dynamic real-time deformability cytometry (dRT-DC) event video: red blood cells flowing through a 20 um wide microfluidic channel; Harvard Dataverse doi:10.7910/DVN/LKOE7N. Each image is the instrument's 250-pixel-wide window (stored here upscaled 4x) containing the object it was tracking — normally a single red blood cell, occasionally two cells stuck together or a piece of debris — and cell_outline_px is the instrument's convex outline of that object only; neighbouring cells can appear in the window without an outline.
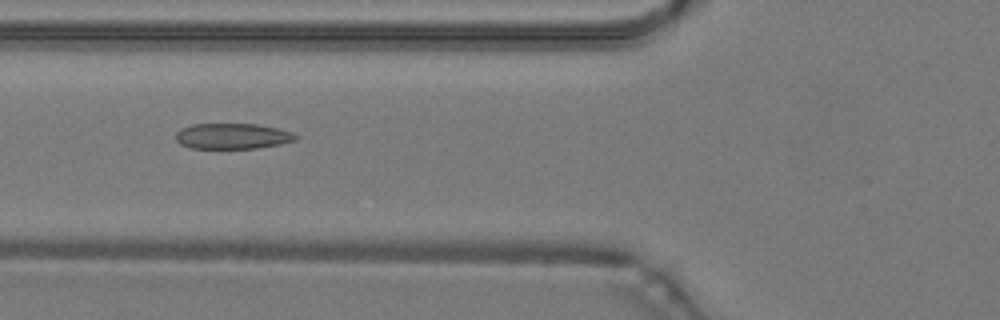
{"species": "common noctule bat (a hibernating species)", "species_latin": "Nyctalus noctula", "temperature_condition": "warm", "stored_images_in_passage": 36, "camera_frame_rate_fps": 3000, "um_per_image_px": 0.085, "animal": {"sex": "male", "body_mass_g": 19.2, "forearm_length_mm": 51.8}, "frame": {"image": 1, "passage_image": 10, "time_ms": 3.0, "image_size_px": [1000, 320], "cell_outline_px": [[296, 140], [280, 144], [256, 148], [192, 148], [180, 144], [176, 140], [176, 132], [180, 128], [192, 124], [256, 124], [276, 128], [292, 132], [296, 136]], "centroid_in_image_um": [19.72, 11.57], "position_along_channel_um": 106.1, "area_um2": 17.8}}
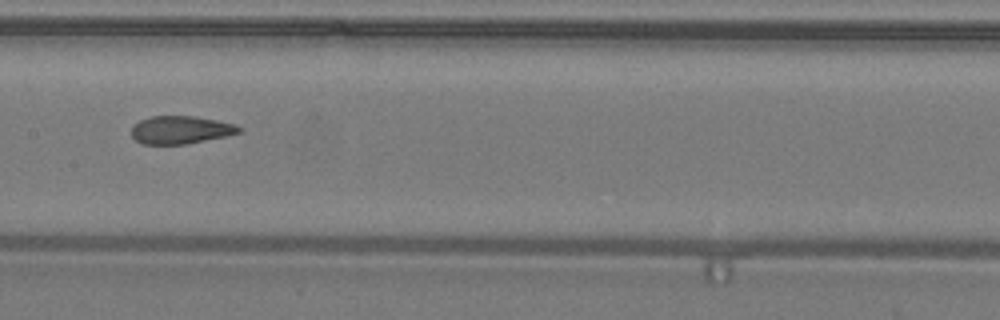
{"frame": {"image": 2, "passage_image": 16, "time_ms": 5.0, "image_size_px": [1000, 320], "cell_outline_px": [[244, 128], [240, 132], [224, 136], [188, 144], [140, 144], [132, 136], [132, 124], [140, 120], [152, 116], [192, 116], [216, 120], [236, 124]], "centroid_in_image_um": [15.34, 11.04], "position_along_channel_um": 192.1, "area_um2": 17.51}}
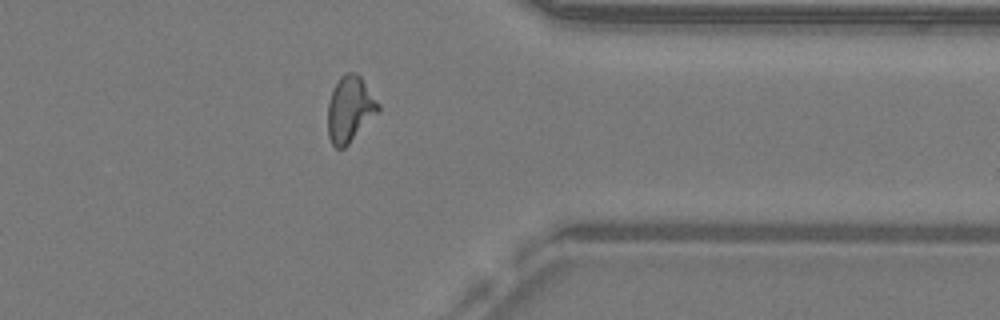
{"frame": {"image": 3, "passage_image": 30, "time_ms": 9.667, "image_size_px": [1000, 320], "cell_outline_px": [[380, 108], [348, 144], [344, 148], [336, 148], [332, 144], [328, 136], [328, 104], [332, 92], [340, 76], [344, 72], [352, 72], [360, 76], [380, 104]], "centroid_in_image_um": [29.72, 9.26], "position_along_channel_um": 381.7, "area_um2": 18.9}}